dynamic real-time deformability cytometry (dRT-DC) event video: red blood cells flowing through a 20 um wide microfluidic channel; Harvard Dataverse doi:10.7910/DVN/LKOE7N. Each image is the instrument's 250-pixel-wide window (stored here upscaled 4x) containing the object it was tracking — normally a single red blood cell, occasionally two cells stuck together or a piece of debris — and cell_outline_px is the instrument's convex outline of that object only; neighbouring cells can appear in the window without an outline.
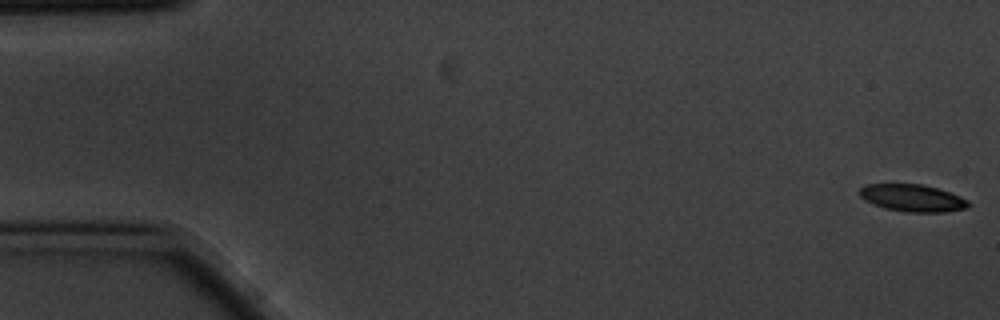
{"species": "common noctule bat (a hibernating species)", "species_latin": "Nyctalus noctula", "temperature_condition": "cold", "stored_images_in_passage": 7, "camera_frame_rate_fps": 3000, "um_per_image_px": 0.085, "animal": {"sex": "male", "body_mass_g": 20.1, "forearm_length_mm": 53.5}, "frame": {"image": 1, "passage_image": 1, "time_ms": 0.0, "image_size_px": [1000, 320], "cell_outline_px": [[972, 204], [968, 208], [944, 212], [908, 212], [884, 208], [872, 204], [864, 200], [860, 196], [860, 188], [868, 184], [924, 184], [960, 196], [968, 200]], "centroid_in_image_um": [77.58, 16.83], "position_along_channel_um": 7.4, "area_um2": 17.28}}
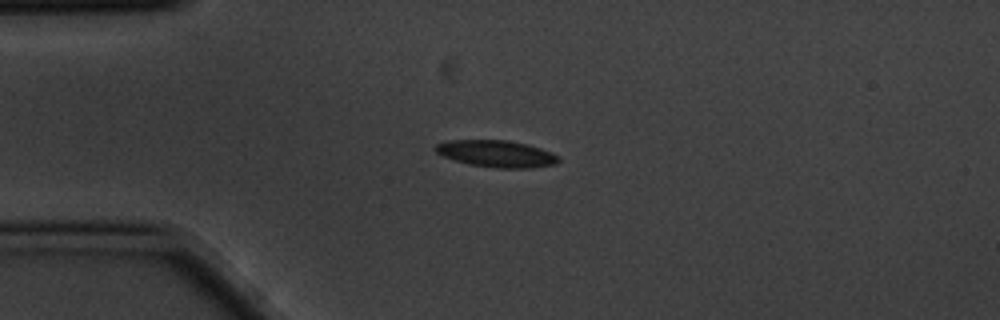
{"frame": {"image": 2, "passage_image": 4, "time_ms": 1.0, "image_size_px": [1000, 320], "cell_outline_px": [[560, 160], [556, 164], [528, 168], [496, 168], [472, 164], [456, 160], [444, 156], [436, 152], [432, 148], [436, 144], [448, 140], [508, 140], [528, 144], [552, 152], [560, 156]], "centroid_in_image_um": [42.23, 13.05], "position_along_channel_um": 42.8, "area_um2": 19.25}}